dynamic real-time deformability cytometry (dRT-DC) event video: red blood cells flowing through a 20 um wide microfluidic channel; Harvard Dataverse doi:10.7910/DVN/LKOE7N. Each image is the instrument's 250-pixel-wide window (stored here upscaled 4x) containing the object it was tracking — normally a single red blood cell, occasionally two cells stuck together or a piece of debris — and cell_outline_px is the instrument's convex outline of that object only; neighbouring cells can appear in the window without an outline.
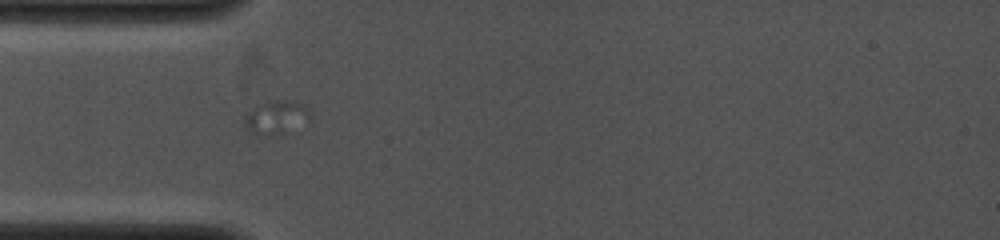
{"species": "common noctule bat (a hibernating species)", "species_latin": "Nyctalus noctula", "temperature_condition": "cold", "stored_images_in_passage": 13, "camera_frame_rate_fps": 4000, "um_per_image_px": 0.085, "animal": {"sex": "female", "body_mass_g": 19.0, "forearm_length_mm": 53.3}, "frame": {"image": 1, "passage_image": 1, "time_ms": 0.0, "image_size_px": [1000, 240], "cell_outline_px": [[312, 116], [256, 132], [252, 132], [244, 124], [244, 120], [248, 112], [256, 104], [276, 100], [304, 104], [312, 112]], "centroid_in_image_um": [23.37, 9.75], "position_along_channel_um": 61.6, "area_um2": 10.17}}
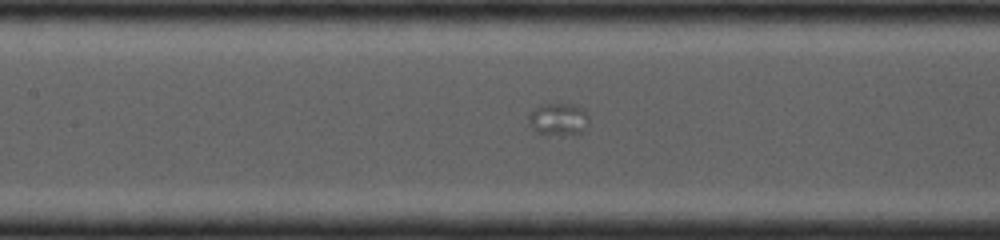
{"frame": {"image": 2, "passage_image": 6, "time_ms": 2.75, "image_size_px": [1000, 240], "cell_outline_px": [[588, 128], [580, 136], [536, 132], [532, 128], [528, 120], [528, 116], [540, 104], [576, 104], [584, 108], [588, 116]], "centroid_in_image_um": [47.55, 10.15], "position_along_channel_um": 159.8, "area_um2": 11.62}}
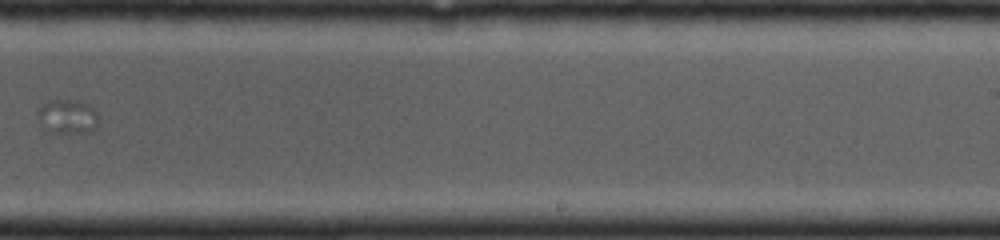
{"frame": {"image": 3, "passage_image": 12, "time_ms": 6.25, "image_size_px": [1000, 240], "cell_outline_px": [[96, 128], [92, 132], [84, 136], [48, 132], [44, 128], [36, 112], [48, 100], [76, 100], [92, 108], [96, 112]], "centroid_in_image_um": [5.74, 9.99], "position_along_channel_um": 283.3, "area_um2": 12.43}}